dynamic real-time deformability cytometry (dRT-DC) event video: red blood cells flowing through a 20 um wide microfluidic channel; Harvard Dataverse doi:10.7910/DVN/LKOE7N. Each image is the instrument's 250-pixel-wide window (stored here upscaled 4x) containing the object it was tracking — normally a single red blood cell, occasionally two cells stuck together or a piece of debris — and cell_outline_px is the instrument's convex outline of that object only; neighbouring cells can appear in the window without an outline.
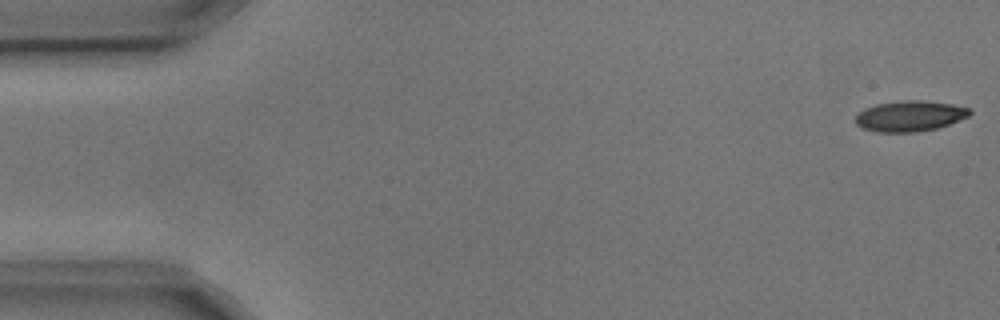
{"species": "common noctule bat (a hibernating species)", "species_latin": "Nyctalus noctula", "temperature_condition": "cold", "stored_images_in_passage": 4, "camera_frame_rate_fps": 3000, "um_per_image_px": 0.085, "animal": {"sex": "male", "body_mass_g": 17.9, "forearm_length_mm": 54.2}, "frame": {"image": 1, "passage_image": 1, "time_ms": 0.0, "image_size_px": [1000, 320], "cell_outline_px": [[972, 112], [968, 116], [948, 124], [936, 128], [916, 132], [876, 132], [864, 128], [856, 124], [856, 116], [864, 108], [876, 104], [904, 100], [924, 100], [952, 104], [972, 108]], "centroid_in_image_um": [77.35, 9.85], "position_along_channel_um": 7.7, "area_um2": 20.35}}
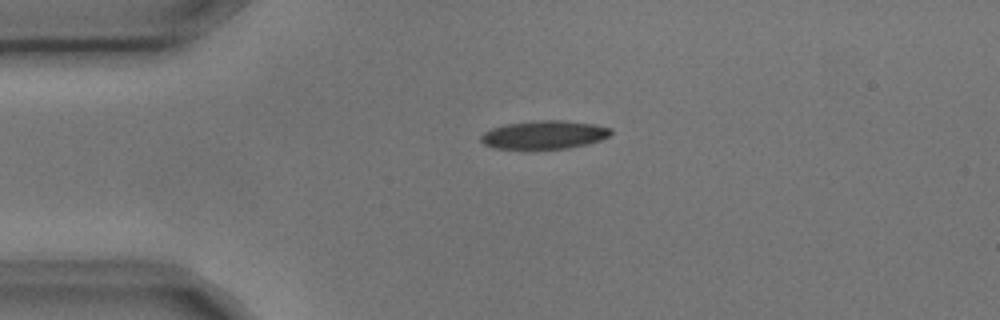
{"frame": {"image": 2, "passage_image": 4, "time_ms": 1.0, "image_size_px": [1000, 320], "cell_outline_px": [[612, 132], [608, 136], [600, 140], [588, 144], [568, 148], [492, 148], [484, 144], [480, 140], [480, 136], [484, 132], [492, 128], [508, 124], [540, 120], [564, 120], [592, 124], [612, 128]], "centroid_in_image_um": [46.26, 11.45], "position_along_channel_um": 38.7, "area_um2": 21.21}}